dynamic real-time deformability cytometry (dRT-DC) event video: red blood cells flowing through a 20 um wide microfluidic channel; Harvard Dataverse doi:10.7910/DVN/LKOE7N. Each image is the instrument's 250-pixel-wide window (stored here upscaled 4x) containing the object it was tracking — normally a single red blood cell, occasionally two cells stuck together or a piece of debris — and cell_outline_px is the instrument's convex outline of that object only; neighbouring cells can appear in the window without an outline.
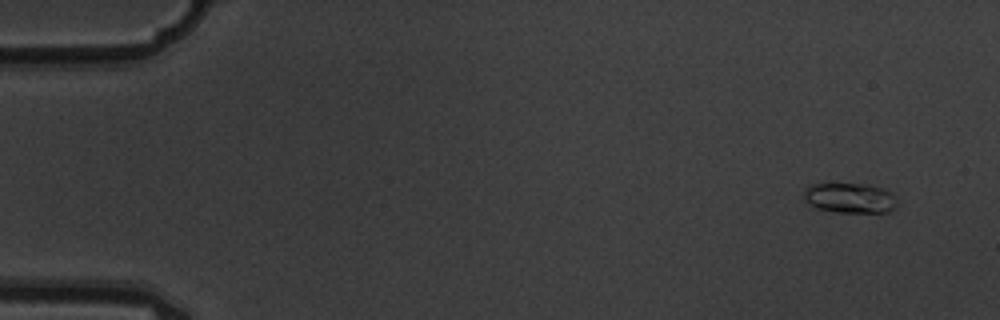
{"species": "common noctule bat (a hibernating species)", "species_latin": "Nyctalus noctula", "temperature_condition": "warm", "stored_images_in_passage": 5, "camera_frame_rate_fps": 3000, "um_per_image_px": 0.085, "animal": {"sex": "male", "body_mass_g": 19.5, "forearm_length_mm": 54.6}, "frame": {"image": 1, "passage_image": 1, "time_ms": 0.0, "image_size_px": [1000, 320], "cell_outline_px": [[896, 208], [888, 212], [836, 212], [816, 208], [808, 204], [804, 196], [804, 188], [808, 184], [868, 184], [892, 192], [896, 196]], "centroid_in_image_um": [72.24, 16.83], "position_along_channel_um": 12.8, "area_um2": 16.47}}